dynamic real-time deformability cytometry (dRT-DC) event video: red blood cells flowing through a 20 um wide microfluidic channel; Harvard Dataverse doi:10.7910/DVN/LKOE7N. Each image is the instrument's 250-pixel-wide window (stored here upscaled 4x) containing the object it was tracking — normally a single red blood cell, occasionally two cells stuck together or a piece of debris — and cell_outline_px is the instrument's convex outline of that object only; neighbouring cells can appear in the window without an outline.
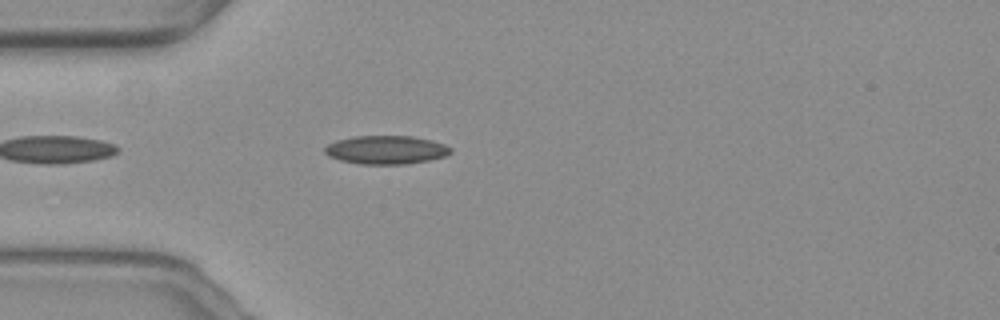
{"species": "common noctule bat (a hibernating species)", "species_latin": "Nyctalus noctula", "temperature_condition": "warm", "stored_images_in_passage": 41, "camera_frame_rate_fps": 3000, "um_per_image_px": 0.085, "animal": {"sex": "female", "body_mass_g": 19.3, "forearm_length_mm": 54.1}, "frame": {"image": 1, "passage_image": 3, "time_ms": 0.667, "image_size_px": [1000, 320], "cell_outline_px": [[452, 152], [444, 156], [428, 160], [408, 164], [360, 164], [340, 160], [328, 156], [324, 152], [324, 148], [328, 144], [336, 140], [356, 136], [412, 136], [432, 140], [444, 144], [452, 148]], "centroid_in_image_um": [32.81, 12.73], "position_along_channel_um": 52.2, "area_um2": 20.92}}
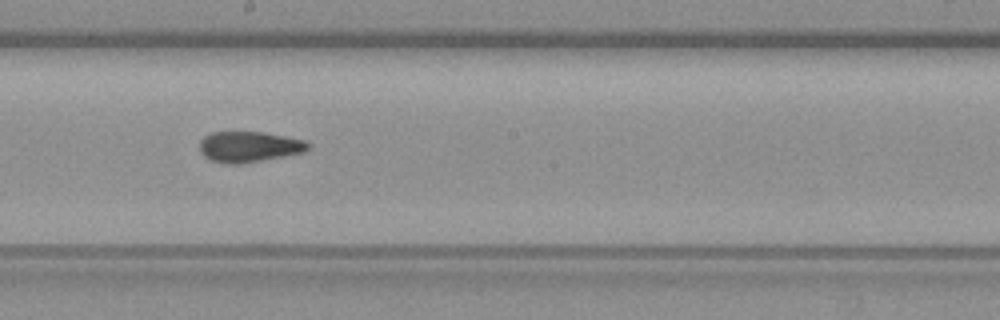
{"frame": {"image": 2, "passage_image": 18, "time_ms": 5.667, "image_size_px": [1000, 320], "cell_outline_px": [[312, 144], [304, 152], [244, 164], [228, 164], [212, 160], [204, 156], [200, 152], [200, 140], [204, 136], [212, 132], [264, 132], [304, 140]], "centroid_in_image_um": [21.17, 12.48], "position_along_channel_um": 227.0, "area_um2": 19.48}}
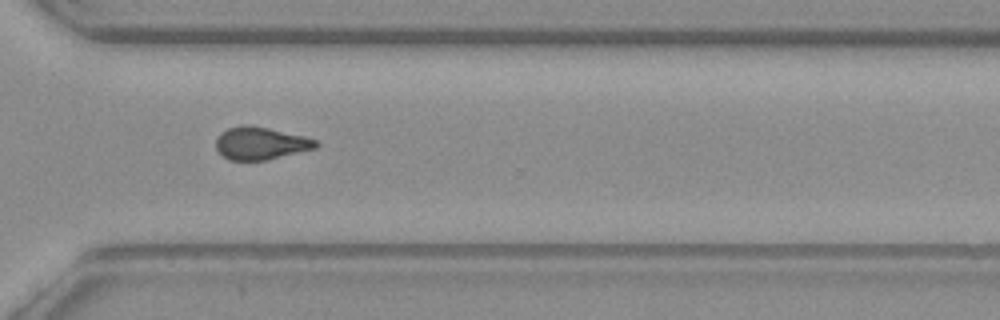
{"frame": {"image": 3, "passage_image": 28, "time_ms": 9.0, "image_size_px": [1000, 320], "cell_outline_px": [[320, 144], [316, 148], [264, 160], [228, 160], [216, 148], [216, 140], [220, 132], [228, 128], [240, 124], [248, 124], [268, 128], [304, 136], [316, 140]], "centroid_in_image_um": [22.13, 12.16], "position_along_channel_um": 348.5, "area_um2": 18.9}, "authors_computed_cell_mechanics": {"area_um2": 19.4786, "velocity_mm_per_s": 3.6458, "shape_relaxation_time_tau1_ms": 7.5021, "shape_relaxation_time_tau2_ms": 1.7101, "deformation_change_tau1": 0.163, "deformation_change_tau2": 0.0693}}